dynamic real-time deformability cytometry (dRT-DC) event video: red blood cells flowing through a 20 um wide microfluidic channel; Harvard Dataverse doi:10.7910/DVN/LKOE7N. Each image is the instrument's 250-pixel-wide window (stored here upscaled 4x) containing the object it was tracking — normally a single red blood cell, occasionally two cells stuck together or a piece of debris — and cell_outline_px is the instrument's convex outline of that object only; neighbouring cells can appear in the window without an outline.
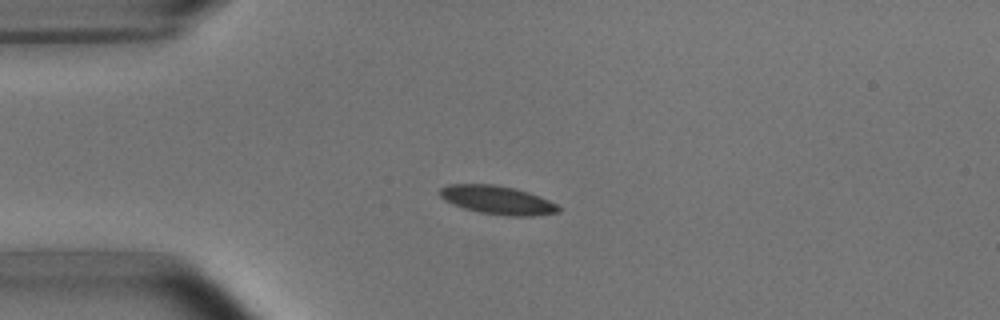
{"species": "common noctule bat (a hibernating species)", "species_latin": "Nyctalus noctula", "temperature_condition": "room temperature", "stored_images_in_passage": 7, "camera_frame_rate_fps": 3000, "um_per_image_px": 0.085, "animal": {"sex": "male", "body_mass_g": 15.6}, "frame": {"image": 1, "passage_image": 3, "time_ms": 2.333, "image_size_px": [1000, 320], "cell_outline_px": [[560, 212], [532, 216], [508, 216], [480, 212], [464, 208], [452, 204], [444, 200], [436, 192], [440, 188], [448, 184], [492, 184], [516, 188], [528, 192], [548, 200], [556, 204], [560, 208]], "centroid_in_image_um": [42.24, 16.99], "position_along_channel_um": 42.8, "area_um2": 19.77}}
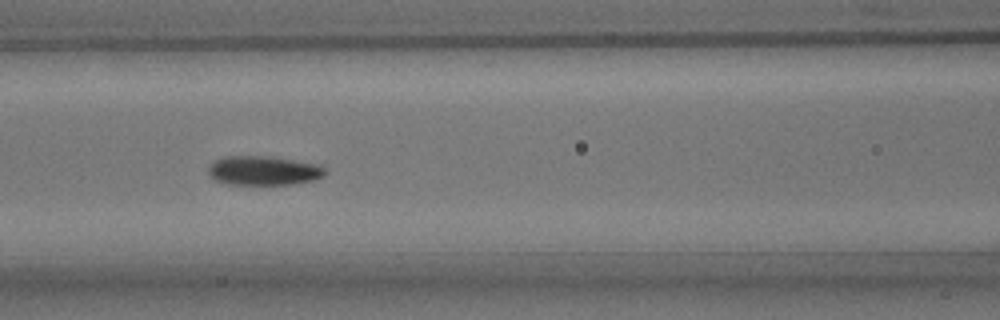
{"frame": {"image": 2, "passage_image": 6, "time_ms": 5.667, "image_size_px": [1000, 320], "cell_outline_px": [[324, 176], [316, 180], [292, 184], [224, 184], [216, 180], [208, 172], [208, 164], [224, 156], [264, 156], [292, 160], [316, 164], [324, 168]], "centroid_in_image_um": [22.36, 14.51], "position_along_channel_um": 144.2, "area_um2": 19.71}}
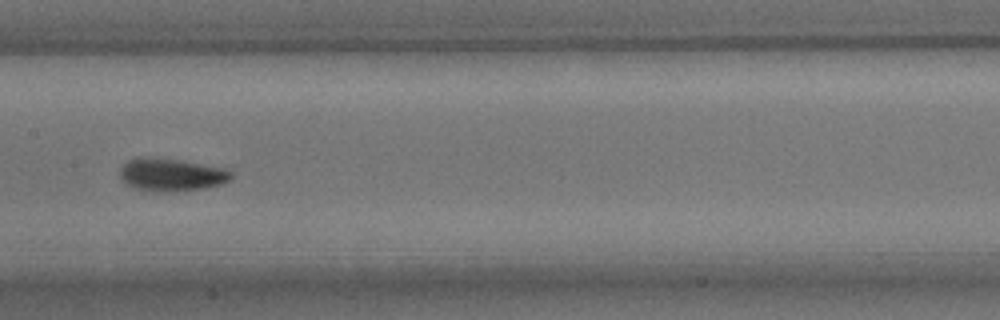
{"frame": {"image": 3, "passage_image": 7, "time_ms": 7.0, "image_size_px": [1000, 320], "cell_outline_px": [[232, 176], [228, 180], [220, 184], [200, 188], [164, 192], [156, 192], [136, 188], [124, 184], [120, 180], [120, 168], [128, 160], [136, 156], [152, 156], [180, 160], [224, 168], [232, 172]], "centroid_in_image_um": [14.47, 14.83], "position_along_channel_um": 192.9, "area_um2": 21.33}}